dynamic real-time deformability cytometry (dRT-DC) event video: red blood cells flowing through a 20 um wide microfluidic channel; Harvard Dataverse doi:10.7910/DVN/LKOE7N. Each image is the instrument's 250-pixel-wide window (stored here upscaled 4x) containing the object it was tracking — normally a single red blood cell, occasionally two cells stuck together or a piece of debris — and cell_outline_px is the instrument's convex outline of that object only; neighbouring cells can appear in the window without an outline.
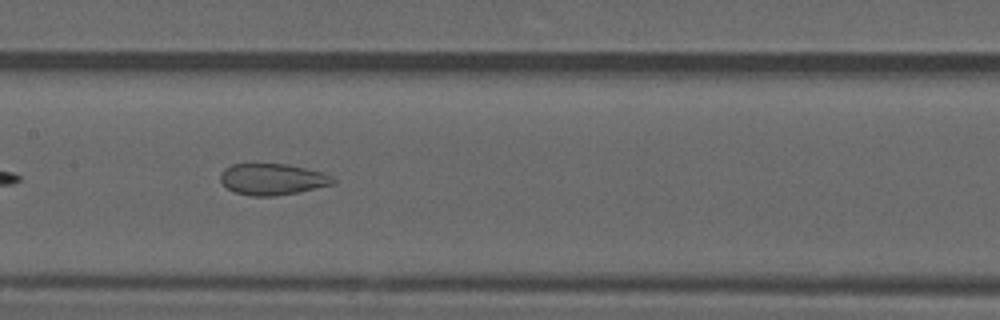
{"species": "common noctule bat (a hibernating species)", "species_latin": "Nyctalus noctula", "temperature_condition": "warm", "stored_images_in_passage": 13, "camera_frame_rate_fps": 3000, "um_per_image_px": 0.085, "animal": {"sex": "male", "forearm_length_mm": 52.5}, "frame": {"image": 1, "passage_image": 11, "time_ms": 3.333, "image_size_px": [1000, 320], "cell_outline_px": [[336, 184], [300, 192], [276, 196], [248, 196], [236, 192], [228, 188], [220, 180], [220, 176], [224, 168], [232, 164], [288, 164], [320, 172], [336, 180]], "centroid_in_image_um": [23.16, 15.25], "position_along_channel_um": 184.2, "area_um2": 20.52}}